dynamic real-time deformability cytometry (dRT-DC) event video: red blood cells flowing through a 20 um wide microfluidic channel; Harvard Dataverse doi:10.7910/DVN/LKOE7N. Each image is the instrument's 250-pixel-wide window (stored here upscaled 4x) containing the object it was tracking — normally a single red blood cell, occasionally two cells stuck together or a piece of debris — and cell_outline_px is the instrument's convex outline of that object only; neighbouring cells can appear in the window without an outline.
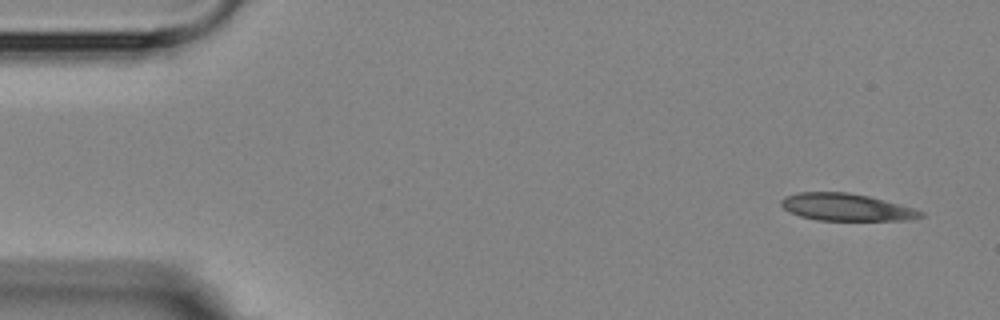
{"species": "Egyptian fruit bat (a non-hibernating species)", "species_latin": "Rousettus aegyptiacus", "temperature_condition": "room temperature", "stored_images_in_passage": 5, "camera_frame_rate_fps": 3000, "um_per_image_px": 0.085, "animal": {"sex": "female"}, "frame": {"image": 1, "passage_image": 1, "time_ms": 0.0, "image_size_px": [1000, 320], "cell_outline_px": [[924, 216], [912, 220], [816, 220], [800, 216], [788, 212], [780, 204], [780, 200], [784, 196], [796, 192], [848, 192], [868, 196], [912, 208], [924, 212]], "centroid_in_image_um": [71.88, 17.61], "position_along_channel_um": 13.1, "area_um2": 22.14}}
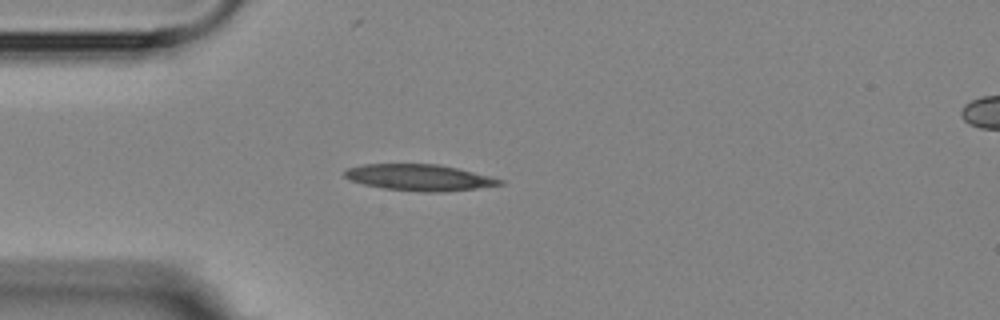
{"frame": {"image": 2, "passage_image": 4, "time_ms": 3.667, "image_size_px": [1000, 320], "cell_outline_px": [[504, 184], [476, 188], [444, 192], [420, 192], [384, 188], [364, 184], [348, 180], [344, 176], [344, 172], [348, 168], [364, 164], [436, 164], [456, 168], [504, 180]], "centroid_in_image_um": [35.61, 15.09], "position_along_channel_um": 49.4, "area_um2": 23.58}}